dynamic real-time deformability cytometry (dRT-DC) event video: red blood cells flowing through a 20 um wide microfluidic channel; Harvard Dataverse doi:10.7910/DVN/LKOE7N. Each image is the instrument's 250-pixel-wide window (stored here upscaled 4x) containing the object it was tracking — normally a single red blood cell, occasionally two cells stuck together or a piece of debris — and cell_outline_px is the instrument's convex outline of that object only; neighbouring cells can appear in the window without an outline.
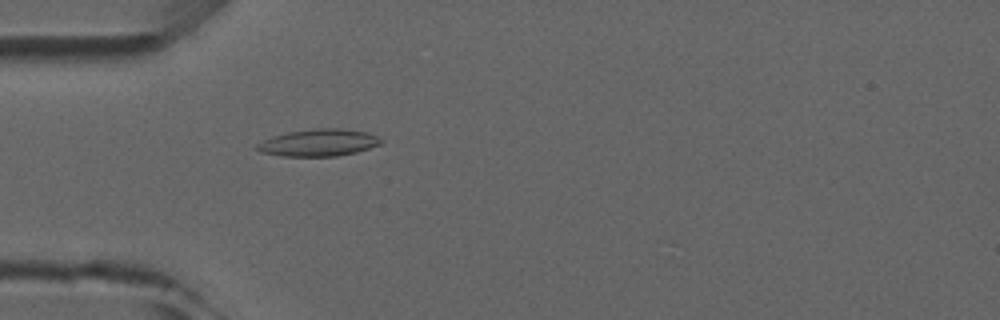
{"species": "common noctule bat (a hibernating species)", "species_latin": "Nyctalus noctula", "temperature_condition": "room temperature", "stored_images_in_passage": 2, "camera_frame_rate_fps": 3000, "um_per_image_px": 0.085, "animal": {"sex": "male", "forearm_length_mm": 52.5}, "frame": {"image": 1, "passage_image": 2, "time_ms": 1.333, "image_size_px": [1000, 320], "cell_outline_px": [[384, 140], [380, 144], [356, 152], [336, 156], [280, 156], [260, 152], [256, 148], [256, 144], [272, 136], [288, 132], [320, 128], [340, 128], [364, 132], [376, 136]], "centroid_in_image_um": [27.05, 12.13], "position_along_channel_um": 57.9, "area_um2": 19.36}}